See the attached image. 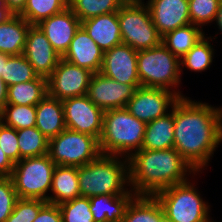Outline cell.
Wrapping results in <instances>:
<instances>
[{
  "label": "cell",
  "instance_id": "cell-8",
  "mask_svg": "<svg viewBox=\"0 0 222 222\" xmlns=\"http://www.w3.org/2000/svg\"><path fill=\"white\" fill-rule=\"evenodd\" d=\"M144 3V0L128 1L118 11L122 43L136 51L153 48L162 42L149 7Z\"/></svg>",
  "mask_w": 222,
  "mask_h": 222
},
{
  "label": "cell",
  "instance_id": "cell-35",
  "mask_svg": "<svg viewBox=\"0 0 222 222\" xmlns=\"http://www.w3.org/2000/svg\"><path fill=\"white\" fill-rule=\"evenodd\" d=\"M221 0H188L190 22L203 29L206 24L214 22Z\"/></svg>",
  "mask_w": 222,
  "mask_h": 222
},
{
  "label": "cell",
  "instance_id": "cell-25",
  "mask_svg": "<svg viewBox=\"0 0 222 222\" xmlns=\"http://www.w3.org/2000/svg\"><path fill=\"white\" fill-rule=\"evenodd\" d=\"M47 95V79L38 76L29 82L7 87L6 104L36 106Z\"/></svg>",
  "mask_w": 222,
  "mask_h": 222
},
{
  "label": "cell",
  "instance_id": "cell-4",
  "mask_svg": "<svg viewBox=\"0 0 222 222\" xmlns=\"http://www.w3.org/2000/svg\"><path fill=\"white\" fill-rule=\"evenodd\" d=\"M145 127L146 123L134 117L126 108L104 111L99 139L101 154L129 158L142 149Z\"/></svg>",
  "mask_w": 222,
  "mask_h": 222
},
{
  "label": "cell",
  "instance_id": "cell-39",
  "mask_svg": "<svg viewBox=\"0 0 222 222\" xmlns=\"http://www.w3.org/2000/svg\"><path fill=\"white\" fill-rule=\"evenodd\" d=\"M33 222H62L59 205L46 203Z\"/></svg>",
  "mask_w": 222,
  "mask_h": 222
},
{
  "label": "cell",
  "instance_id": "cell-5",
  "mask_svg": "<svg viewBox=\"0 0 222 222\" xmlns=\"http://www.w3.org/2000/svg\"><path fill=\"white\" fill-rule=\"evenodd\" d=\"M137 69L142 87L164 88L185 97L178 89L181 84L180 59L162 42L153 48L137 51Z\"/></svg>",
  "mask_w": 222,
  "mask_h": 222
},
{
  "label": "cell",
  "instance_id": "cell-7",
  "mask_svg": "<svg viewBox=\"0 0 222 222\" xmlns=\"http://www.w3.org/2000/svg\"><path fill=\"white\" fill-rule=\"evenodd\" d=\"M55 167L49 154L15 163L10 178L18 198L48 201Z\"/></svg>",
  "mask_w": 222,
  "mask_h": 222
},
{
  "label": "cell",
  "instance_id": "cell-41",
  "mask_svg": "<svg viewBox=\"0 0 222 222\" xmlns=\"http://www.w3.org/2000/svg\"><path fill=\"white\" fill-rule=\"evenodd\" d=\"M27 0H6L7 7L14 15H19L25 5Z\"/></svg>",
  "mask_w": 222,
  "mask_h": 222
},
{
  "label": "cell",
  "instance_id": "cell-40",
  "mask_svg": "<svg viewBox=\"0 0 222 222\" xmlns=\"http://www.w3.org/2000/svg\"><path fill=\"white\" fill-rule=\"evenodd\" d=\"M14 163L5 155L0 148V177H10L14 168Z\"/></svg>",
  "mask_w": 222,
  "mask_h": 222
},
{
  "label": "cell",
  "instance_id": "cell-14",
  "mask_svg": "<svg viewBox=\"0 0 222 222\" xmlns=\"http://www.w3.org/2000/svg\"><path fill=\"white\" fill-rule=\"evenodd\" d=\"M100 73L123 84L141 85L137 69V51L123 43L105 51Z\"/></svg>",
  "mask_w": 222,
  "mask_h": 222
},
{
  "label": "cell",
  "instance_id": "cell-45",
  "mask_svg": "<svg viewBox=\"0 0 222 222\" xmlns=\"http://www.w3.org/2000/svg\"><path fill=\"white\" fill-rule=\"evenodd\" d=\"M9 56L10 55H8V54H4V53L0 52V76H1L3 69H4V63H7Z\"/></svg>",
  "mask_w": 222,
  "mask_h": 222
},
{
  "label": "cell",
  "instance_id": "cell-10",
  "mask_svg": "<svg viewBox=\"0 0 222 222\" xmlns=\"http://www.w3.org/2000/svg\"><path fill=\"white\" fill-rule=\"evenodd\" d=\"M92 75L90 70L61 58L47 78V94L61 101L86 95Z\"/></svg>",
  "mask_w": 222,
  "mask_h": 222
},
{
  "label": "cell",
  "instance_id": "cell-12",
  "mask_svg": "<svg viewBox=\"0 0 222 222\" xmlns=\"http://www.w3.org/2000/svg\"><path fill=\"white\" fill-rule=\"evenodd\" d=\"M66 128L100 139L104 111L87 95L62 100Z\"/></svg>",
  "mask_w": 222,
  "mask_h": 222
},
{
  "label": "cell",
  "instance_id": "cell-19",
  "mask_svg": "<svg viewBox=\"0 0 222 222\" xmlns=\"http://www.w3.org/2000/svg\"><path fill=\"white\" fill-rule=\"evenodd\" d=\"M81 26L104 52L122 44L118 12L86 19Z\"/></svg>",
  "mask_w": 222,
  "mask_h": 222
},
{
  "label": "cell",
  "instance_id": "cell-11",
  "mask_svg": "<svg viewBox=\"0 0 222 222\" xmlns=\"http://www.w3.org/2000/svg\"><path fill=\"white\" fill-rule=\"evenodd\" d=\"M179 98L176 93L168 89L141 86L137 88L125 108L134 117L147 124L169 113Z\"/></svg>",
  "mask_w": 222,
  "mask_h": 222
},
{
  "label": "cell",
  "instance_id": "cell-6",
  "mask_svg": "<svg viewBox=\"0 0 222 222\" xmlns=\"http://www.w3.org/2000/svg\"><path fill=\"white\" fill-rule=\"evenodd\" d=\"M172 222H209L210 205L189 180L160 190L155 195Z\"/></svg>",
  "mask_w": 222,
  "mask_h": 222
},
{
  "label": "cell",
  "instance_id": "cell-34",
  "mask_svg": "<svg viewBox=\"0 0 222 222\" xmlns=\"http://www.w3.org/2000/svg\"><path fill=\"white\" fill-rule=\"evenodd\" d=\"M62 222H95L89 197H77L59 205Z\"/></svg>",
  "mask_w": 222,
  "mask_h": 222
},
{
  "label": "cell",
  "instance_id": "cell-47",
  "mask_svg": "<svg viewBox=\"0 0 222 222\" xmlns=\"http://www.w3.org/2000/svg\"><path fill=\"white\" fill-rule=\"evenodd\" d=\"M126 2L128 1H143V0H125Z\"/></svg>",
  "mask_w": 222,
  "mask_h": 222
},
{
  "label": "cell",
  "instance_id": "cell-46",
  "mask_svg": "<svg viewBox=\"0 0 222 222\" xmlns=\"http://www.w3.org/2000/svg\"><path fill=\"white\" fill-rule=\"evenodd\" d=\"M159 222H172L165 214L159 219Z\"/></svg>",
  "mask_w": 222,
  "mask_h": 222
},
{
  "label": "cell",
  "instance_id": "cell-9",
  "mask_svg": "<svg viewBox=\"0 0 222 222\" xmlns=\"http://www.w3.org/2000/svg\"><path fill=\"white\" fill-rule=\"evenodd\" d=\"M48 154L56 165L81 167L100 154L99 140L66 128L49 139Z\"/></svg>",
  "mask_w": 222,
  "mask_h": 222
},
{
  "label": "cell",
  "instance_id": "cell-2",
  "mask_svg": "<svg viewBox=\"0 0 222 222\" xmlns=\"http://www.w3.org/2000/svg\"><path fill=\"white\" fill-rule=\"evenodd\" d=\"M128 160L129 189L136 195L154 196L160 190L188 181L187 175L191 173L197 175L174 147L165 150L140 149Z\"/></svg>",
  "mask_w": 222,
  "mask_h": 222
},
{
  "label": "cell",
  "instance_id": "cell-38",
  "mask_svg": "<svg viewBox=\"0 0 222 222\" xmlns=\"http://www.w3.org/2000/svg\"><path fill=\"white\" fill-rule=\"evenodd\" d=\"M0 148L15 164L19 162V146L17 130L4 125L0 121Z\"/></svg>",
  "mask_w": 222,
  "mask_h": 222
},
{
  "label": "cell",
  "instance_id": "cell-3",
  "mask_svg": "<svg viewBox=\"0 0 222 222\" xmlns=\"http://www.w3.org/2000/svg\"><path fill=\"white\" fill-rule=\"evenodd\" d=\"M78 181L81 197L124 195L130 186L129 160L123 156L100 154L92 162L78 167Z\"/></svg>",
  "mask_w": 222,
  "mask_h": 222
},
{
  "label": "cell",
  "instance_id": "cell-33",
  "mask_svg": "<svg viewBox=\"0 0 222 222\" xmlns=\"http://www.w3.org/2000/svg\"><path fill=\"white\" fill-rule=\"evenodd\" d=\"M0 121L16 130L35 127L36 106L6 104L0 110Z\"/></svg>",
  "mask_w": 222,
  "mask_h": 222
},
{
  "label": "cell",
  "instance_id": "cell-31",
  "mask_svg": "<svg viewBox=\"0 0 222 222\" xmlns=\"http://www.w3.org/2000/svg\"><path fill=\"white\" fill-rule=\"evenodd\" d=\"M69 7V0H27L19 14L29 24L37 25L40 21L55 15Z\"/></svg>",
  "mask_w": 222,
  "mask_h": 222
},
{
  "label": "cell",
  "instance_id": "cell-32",
  "mask_svg": "<svg viewBox=\"0 0 222 222\" xmlns=\"http://www.w3.org/2000/svg\"><path fill=\"white\" fill-rule=\"evenodd\" d=\"M37 77L38 75L35 73L33 66L23 54L9 56L7 63H4V69L1 74V78L7 87L21 82H29Z\"/></svg>",
  "mask_w": 222,
  "mask_h": 222
},
{
  "label": "cell",
  "instance_id": "cell-29",
  "mask_svg": "<svg viewBox=\"0 0 222 222\" xmlns=\"http://www.w3.org/2000/svg\"><path fill=\"white\" fill-rule=\"evenodd\" d=\"M19 161L23 158L37 157L48 154L49 139L36 127L17 130Z\"/></svg>",
  "mask_w": 222,
  "mask_h": 222
},
{
  "label": "cell",
  "instance_id": "cell-30",
  "mask_svg": "<svg viewBox=\"0 0 222 222\" xmlns=\"http://www.w3.org/2000/svg\"><path fill=\"white\" fill-rule=\"evenodd\" d=\"M125 0H69V7L82 22L86 19L118 12Z\"/></svg>",
  "mask_w": 222,
  "mask_h": 222
},
{
  "label": "cell",
  "instance_id": "cell-23",
  "mask_svg": "<svg viewBox=\"0 0 222 222\" xmlns=\"http://www.w3.org/2000/svg\"><path fill=\"white\" fill-rule=\"evenodd\" d=\"M30 26L20 15L0 24V52L10 56L23 54Z\"/></svg>",
  "mask_w": 222,
  "mask_h": 222
},
{
  "label": "cell",
  "instance_id": "cell-26",
  "mask_svg": "<svg viewBox=\"0 0 222 222\" xmlns=\"http://www.w3.org/2000/svg\"><path fill=\"white\" fill-rule=\"evenodd\" d=\"M204 36L205 32L201 27L189 24L167 32L162 36V43L181 59Z\"/></svg>",
  "mask_w": 222,
  "mask_h": 222
},
{
  "label": "cell",
  "instance_id": "cell-36",
  "mask_svg": "<svg viewBox=\"0 0 222 222\" xmlns=\"http://www.w3.org/2000/svg\"><path fill=\"white\" fill-rule=\"evenodd\" d=\"M47 201L39 199H22L18 198L14 205L13 212L5 222H33L37 217L40 209Z\"/></svg>",
  "mask_w": 222,
  "mask_h": 222
},
{
  "label": "cell",
  "instance_id": "cell-1",
  "mask_svg": "<svg viewBox=\"0 0 222 222\" xmlns=\"http://www.w3.org/2000/svg\"><path fill=\"white\" fill-rule=\"evenodd\" d=\"M189 98L180 97L172 107L174 148L198 173L222 142V107Z\"/></svg>",
  "mask_w": 222,
  "mask_h": 222
},
{
  "label": "cell",
  "instance_id": "cell-15",
  "mask_svg": "<svg viewBox=\"0 0 222 222\" xmlns=\"http://www.w3.org/2000/svg\"><path fill=\"white\" fill-rule=\"evenodd\" d=\"M23 56L33 66L35 73L46 79L62 58L37 25H31L28 30Z\"/></svg>",
  "mask_w": 222,
  "mask_h": 222
},
{
  "label": "cell",
  "instance_id": "cell-27",
  "mask_svg": "<svg viewBox=\"0 0 222 222\" xmlns=\"http://www.w3.org/2000/svg\"><path fill=\"white\" fill-rule=\"evenodd\" d=\"M163 215L155 196L136 195L128 204L122 222H159Z\"/></svg>",
  "mask_w": 222,
  "mask_h": 222
},
{
  "label": "cell",
  "instance_id": "cell-18",
  "mask_svg": "<svg viewBox=\"0 0 222 222\" xmlns=\"http://www.w3.org/2000/svg\"><path fill=\"white\" fill-rule=\"evenodd\" d=\"M103 56L104 51L88 35L86 30L80 26L62 58L93 73H99L102 67Z\"/></svg>",
  "mask_w": 222,
  "mask_h": 222
},
{
  "label": "cell",
  "instance_id": "cell-21",
  "mask_svg": "<svg viewBox=\"0 0 222 222\" xmlns=\"http://www.w3.org/2000/svg\"><path fill=\"white\" fill-rule=\"evenodd\" d=\"M35 127L48 139L64 131L66 126L62 101L47 94L36 105Z\"/></svg>",
  "mask_w": 222,
  "mask_h": 222
},
{
  "label": "cell",
  "instance_id": "cell-16",
  "mask_svg": "<svg viewBox=\"0 0 222 222\" xmlns=\"http://www.w3.org/2000/svg\"><path fill=\"white\" fill-rule=\"evenodd\" d=\"M37 26L46 35L53 49L63 56L68 50L70 42L81 26V21L70 7L40 21Z\"/></svg>",
  "mask_w": 222,
  "mask_h": 222
},
{
  "label": "cell",
  "instance_id": "cell-43",
  "mask_svg": "<svg viewBox=\"0 0 222 222\" xmlns=\"http://www.w3.org/2000/svg\"><path fill=\"white\" fill-rule=\"evenodd\" d=\"M7 100V86L3 82V79L0 76V110L6 105Z\"/></svg>",
  "mask_w": 222,
  "mask_h": 222
},
{
  "label": "cell",
  "instance_id": "cell-24",
  "mask_svg": "<svg viewBox=\"0 0 222 222\" xmlns=\"http://www.w3.org/2000/svg\"><path fill=\"white\" fill-rule=\"evenodd\" d=\"M174 147V115H166L148 122L145 127L142 149L165 150Z\"/></svg>",
  "mask_w": 222,
  "mask_h": 222
},
{
  "label": "cell",
  "instance_id": "cell-22",
  "mask_svg": "<svg viewBox=\"0 0 222 222\" xmlns=\"http://www.w3.org/2000/svg\"><path fill=\"white\" fill-rule=\"evenodd\" d=\"M47 203L60 205L80 197L78 167L56 165Z\"/></svg>",
  "mask_w": 222,
  "mask_h": 222
},
{
  "label": "cell",
  "instance_id": "cell-20",
  "mask_svg": "<svg viewBox=\"0 0 222 222\" xmlns=\"http://www.w3.org/2000/svg\"><path fill=\"white\" fill-rule=\"evenodd\" d=\"M136 194L130 189L124 195L89 197L90 211L95 222H122L126 208Z\"/></svg>",
  "mask_w": 222,
  "mask_h": 222
},
{
  "label": "cell",
  "instance_id": "cell-44",
  "mask_svg": "<svg viewBox=\"0 0 222 222\" xmlns=\"http://www.w3.org/2000/svg\"><path fill=\"white\" fill-rule=\"evenodd\" d=\"M214 21L215 23H217L216 25L218 26V29L220 30V33L222 35V0L219 3V7Z\"/></svg>",
  "mask_w": 222,
  "mask_h": 222
},
{
  "label": "cell",
  "instance_id": "cell-42",
  "mask_svg": "<svg viewBox=\"0 0 222 222\" xmlns=\"http://www.w3.org/2000/svg\"><path fill=\"white\" fill-rule=\"evenodd\" d=\"M13 15L7 7L6 0H0V24L6 22Z\"/></svg>",
  "mask_w": 222,
  "mask_h": 222
},
{
  "label": "cell",
  "instance_id": "cell-28",
  "mask_svg": "<svg viewBox=\"0 0 222 222\" xmlns=\"http://www.w3.org/2000/svg\"><path fill=\"white\" fill-rule=\"evenodd\" d=\"M213 37L204 36L201 38L181 59V73L182 68L186 67L190 71L204 72L211 66L214 57V50L210 40Z\"/></svg>",
  "mask_w": 222,
  "mask_h": 222
},
{
  "label": "cell",
  "instance_id": "cell-37",
  "mask_svg": "<svg viewBox=\"0 0 222 222\" xmlns=\"http://www.w3.org/2000/svg\"><path fill=\"white\" fill-rule=\"evenodd\" d=\"M18 199L10 177H0V222H5L13 212Z\"/></svg>",
  "mask_w": 222,
  "mask_h": 222
},
{
  "label": "cell",
  "instance_id": "cell-13",
  "mask_svg": "<svg viewBox=\"0 0 222 222\" xmlns=\"http://www.w3.org/2000/svg\"><path fill=\"white\" fill-rule=\"evenodd\" d=\"M141 85H129L117 82L103 74L93 73L87 90L89 99L103 111L125 108Z\"/></svg>",
  "mask_w": 222,
  "mask_h": 222
},
{
  "label": "cell",
  "instance_id": "cell-17",
  "mask_svg": "<svg viewBox=\"0 0 222 222\" xmlns=\"http://www.w3.org/2000/svg\"><path fill=\"white\" fill-rule=\"evenodd\" d=\"M146 4L161 36L191 24L188 0H148Z\"/></svg>",
  "mask_w": 222,
  "mask_h": 222
}]
</instances>
